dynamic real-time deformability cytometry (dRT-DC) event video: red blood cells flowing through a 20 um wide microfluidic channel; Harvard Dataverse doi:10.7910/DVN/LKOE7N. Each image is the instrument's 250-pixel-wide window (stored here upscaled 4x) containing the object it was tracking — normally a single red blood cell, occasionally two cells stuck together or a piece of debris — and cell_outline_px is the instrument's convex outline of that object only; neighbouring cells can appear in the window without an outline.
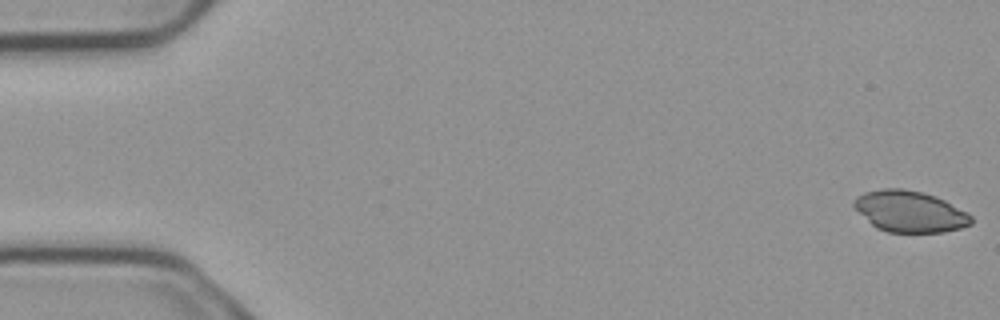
{"species": "common noctule bat (a hibernating species)", "species_latin": "Nyctalus noctula", "temperature_condition": "cold", "stored_images_in_passage": 5, "segment_of_instrument_passage": [2, 2], "camera_frame_rate_fps": 3000, "um_per_image_px": 0.085, "animal": {"sex": "male", "body_mass_g": 23.1, "forearm_length_mm": 52.7}, "frame": {"image": 1, "passage_image": 5, "time_ms": 1.333, "image_size_px": [1000, 320], "cell_outline_px": [[972, 224], [960, 228], [944, 232], [888, 232], [876, 228], [852, 204], [864, 192], [884, 188], [900, 188], [920, 192], [936, 196], [968, 212], [972, 216]], "centroid_in_image_um": [77.38, 17.98], "position_along_channel_um": 7.6, "area_um2": 27.86}}